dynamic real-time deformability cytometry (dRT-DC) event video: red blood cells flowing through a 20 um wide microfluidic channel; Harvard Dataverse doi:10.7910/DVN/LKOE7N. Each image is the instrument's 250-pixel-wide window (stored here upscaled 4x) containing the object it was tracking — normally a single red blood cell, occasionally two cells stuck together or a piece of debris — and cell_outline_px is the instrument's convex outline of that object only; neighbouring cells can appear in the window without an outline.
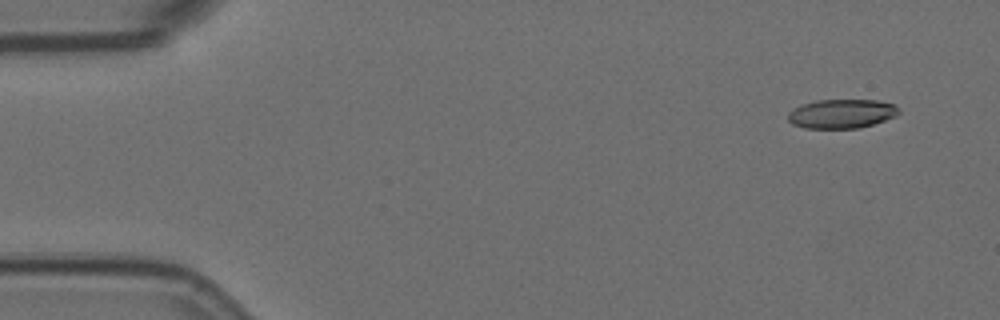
{"species": "Egyptian fruit bat (a non-hibernating species)", "species_latin": "Rousettus aegyptiacus", "temperature_condition": "room temperature", "stored_images_in_passage": 4, "camera_frame_rate_fps": 3000, "um_per_image_px": 0.085, "animal": {"sex": "female"}, "frame": {"image": 1, "passage_image": 1, "time_ms": 0.0, "image_size_px": [1000, 320], "cell_outline_px": [[900, 112], [896, 116], [860, 128], [804, 128], [792, 124], [788, 120], [788, 112], [792, 108], [800, 104], [816, 100], [876, 100], [896, 104], [900, 108]], "centroid_in_image_um": [71.53, 9.66], "position_along_channel_um": 13.5, "area_um2": 19.02}}
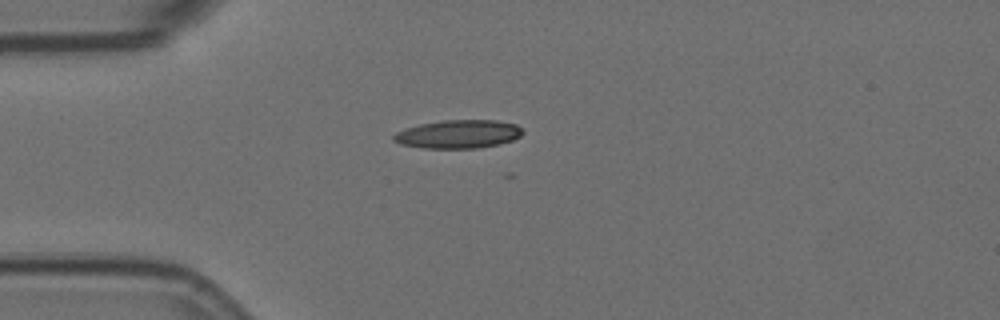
{"frame": {"image": 2, "passage_image": 4, "time_ms": 1.0, "image_size_px": [1000, 320], "cell_outline_px": [[524, 132], [520, 136], [512, 140], [496, 144], [476, 148], [424, 148], [400, 144], [392, 140], [392, 136], [396, 132], [404, 128], [420, 124], [444, 120], [496, 120], [516, 124]], "centroid_in_image_um": [38.92, 11.39], "position_along_channel_um": 46.1, "area_um2": 21.27}}